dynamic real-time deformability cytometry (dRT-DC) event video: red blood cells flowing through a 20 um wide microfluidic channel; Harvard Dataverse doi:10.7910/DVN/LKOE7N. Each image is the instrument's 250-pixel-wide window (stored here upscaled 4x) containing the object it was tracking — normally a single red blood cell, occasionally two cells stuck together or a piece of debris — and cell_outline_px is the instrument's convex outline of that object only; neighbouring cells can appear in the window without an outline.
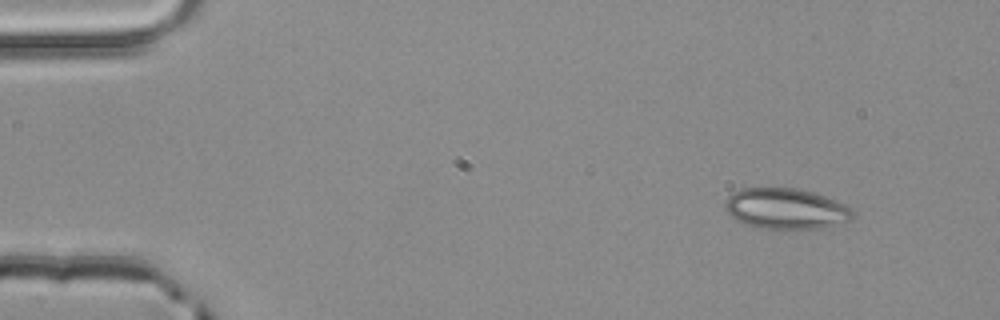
{"species": "common noctule bat (a hibernating species)", "species_latin": "Nyctalus noctula", "temperature_condition": "room temperature", "stored_images_in_passage": 3, "camera_frame_rate_fps": 3000, "um_per_image_px": 0.085, "animal": {"sex": "male", "body_mass_g": 20.4}, "frame": {"image": 1, "passage_image": 1, "time_ms": 0.0, "image_size_px": [1000, 320], "cell_outline_px": [[856, 212], [852, 220], [820, 228], [764, 228], [744, 224], [736, 220], [724, 208], [724, 200], [732, 192], [740, 188], [796, 188], [812, 192], [836, 200], [852, 208]], "centroid_in_image_um": [66.79, 17.72], "position_along_channel_um": 18.2, "area_um2": 30.35}}